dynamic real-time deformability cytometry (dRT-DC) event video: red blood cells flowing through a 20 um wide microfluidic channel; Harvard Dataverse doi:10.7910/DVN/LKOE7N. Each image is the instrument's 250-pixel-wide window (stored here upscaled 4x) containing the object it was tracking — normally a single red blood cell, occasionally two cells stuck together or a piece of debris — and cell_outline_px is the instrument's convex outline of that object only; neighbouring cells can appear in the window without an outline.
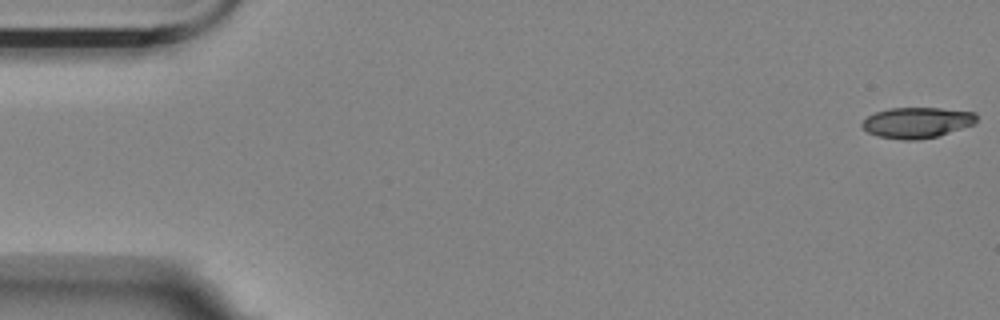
{"species": "Egyptian fruit bat (a non-hibernating species)", "species_latin": "Rousettus aegyptiacus", "temperature_condition": "room temperature", "stored_images_in_passage": 4, "camera_frame_rate_fps": 3000, "um_per_image_px": 0.085, "animal": {"sex": "female"}, "frame": {"image": 1, "passage_image": 1, "time_ms": 0.0, "image_size_px": [1000, 320], "cell_outline_px": [[976, 124], [936, 136], [916, 140], [904, 140], [876, 136], [868, 132], [860, 124], [868, 116], [876, 112], [888, 108], [940, 108], [976, 112]], "centroid_in_image_um": [77.94, 10.42], "position_along_channel_um": 7.1, "area_um2": 20.46}}